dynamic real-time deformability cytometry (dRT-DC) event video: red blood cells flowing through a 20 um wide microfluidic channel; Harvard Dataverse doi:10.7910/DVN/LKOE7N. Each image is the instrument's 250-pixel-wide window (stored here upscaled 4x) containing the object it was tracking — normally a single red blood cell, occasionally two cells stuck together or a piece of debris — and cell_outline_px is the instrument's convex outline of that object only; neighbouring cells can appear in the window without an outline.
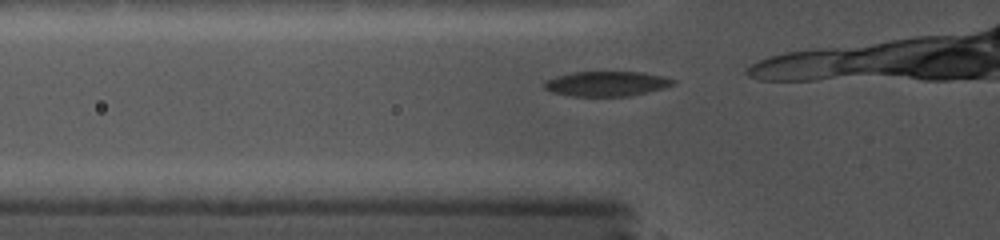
{"species": "common noctule bat (a hibernating species)", "species_latin": "Nyctalus noctula", "temperature_condition": "cold", "stored_images_in_passage": 50, "camera_frame_rate_fps": 5000, "um_per_image_px": 0.085, "animal": {"sex": "female", "body_mass_g": 19.0, "forearm_length_mm": 56.7}, "frame": {"image": 1, "passage_image": 3, "time_ms": 0.2, "image_size_px": [1000, 240], "cell_outline_px": [[676, 84], [664, 88], [628, 96], [572, 96], [552, 92], [544, 88], [544, 80], [556, 76], [572, 72], [640, 72], [664, 76], [676, 80]], "centroid_in_image_um": [51.56, 7.11], "position_along_channel_um": 74.2, "area_um2": 18.73}}
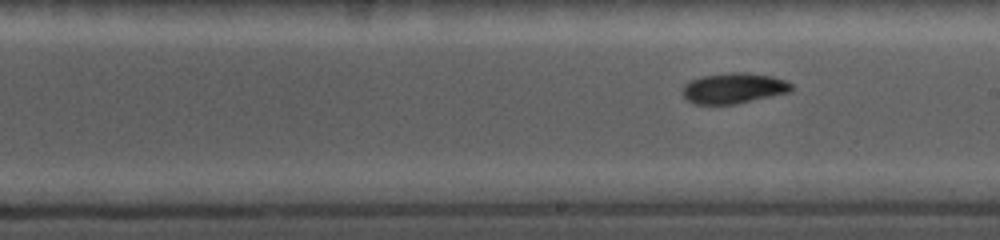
{"frame": {"image": 2, "passage_image": 25, "time_ms": 4.2, "image_size_px": [1000, 240], "cell_outline_px": [[792, 92], [736, 104], [696, 104], [688, 100], [680, 92], [684, 84], [688, 80], [700, 76], [732, 72], [748, 72], [772, 76], [784, 80], [792, 84]], "centroid_in_image_um": [62.35, 7.49], "position_along_channel_um": 226.7, "area_um2": 19.71}}
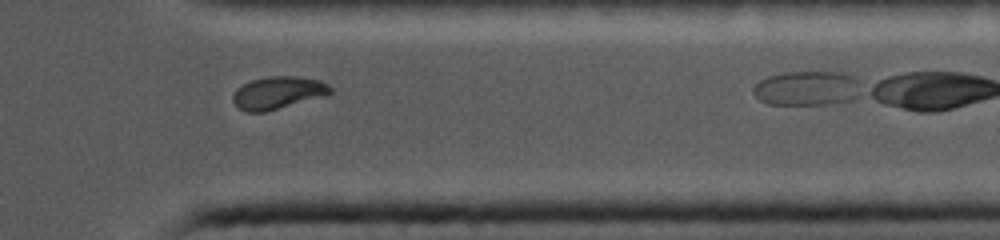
{"frame": {"image": 3, "passage_image": 43, "time_ms": 8.4, "image_size_px": [1000, 240], "cell_outline_px": [[332, 92], [324, 96], [264, 112], [248, 112], [240, 108], [232, 100], [232, 96], [236, 88], [252, 80], [268, 76], [296, 76], [320, 80], [328, 84], [332, 88]], "centroid_in_image_um": [23.63, 7.87], "position_along_channel_um": 387.8, "area_um2": 18.32}}